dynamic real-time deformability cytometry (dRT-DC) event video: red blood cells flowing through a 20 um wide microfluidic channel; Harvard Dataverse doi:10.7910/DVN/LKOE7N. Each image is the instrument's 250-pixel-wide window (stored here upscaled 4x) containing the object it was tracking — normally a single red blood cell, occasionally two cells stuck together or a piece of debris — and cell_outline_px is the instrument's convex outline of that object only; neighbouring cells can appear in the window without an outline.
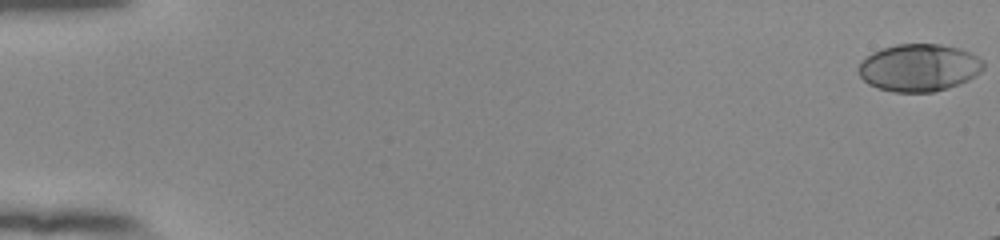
{"species": "human", "species_latin": "Homo sapiens", "temperature_condition": "room temperature", "stored_images_in_passage": 17, "camera_frame_rate_fps": 3000, "um_per_image_px": 0.085, "donor": {"sex": "female"}, "frame": {"image": 1, "passage_image": 1, "time_ms": 0.0, "image_size_px": [1000, 240], "cell_outline_px": [[984, 68], [980, 72], [968, 80], [960, 84], [948, 88], [932, 92], [892, 92], [868, 84], [860, 76], [856, 68], [872, 52], [896, 44], [940, 44], [960, 48], [984, 60]], "centroid_in_image_um": [78.13, 5.75], "position_along_channel_um": 6.9, "area_um2": 34.51}}
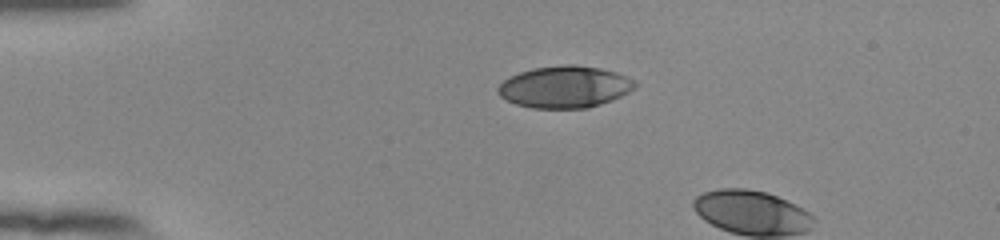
{"frame": {"image": 2, "passage_image": 14, "time_ms": 4.333, "image_size_px": [1000, 240], "cell_outline_px": [[636, 88], [612, 100], [588, 108], [532, 108], [516, 104], [504, 100], [496, 92], [496, 88], [504, 80], [520, 72], [532, 68], [564, 64], [576, 64], [600, 68], [616, 72], [636, 80]], "centroid_in_image_um": [48.0, 7.38], "position_along_channel_um": 37.0, "area_um2": 33.64}}